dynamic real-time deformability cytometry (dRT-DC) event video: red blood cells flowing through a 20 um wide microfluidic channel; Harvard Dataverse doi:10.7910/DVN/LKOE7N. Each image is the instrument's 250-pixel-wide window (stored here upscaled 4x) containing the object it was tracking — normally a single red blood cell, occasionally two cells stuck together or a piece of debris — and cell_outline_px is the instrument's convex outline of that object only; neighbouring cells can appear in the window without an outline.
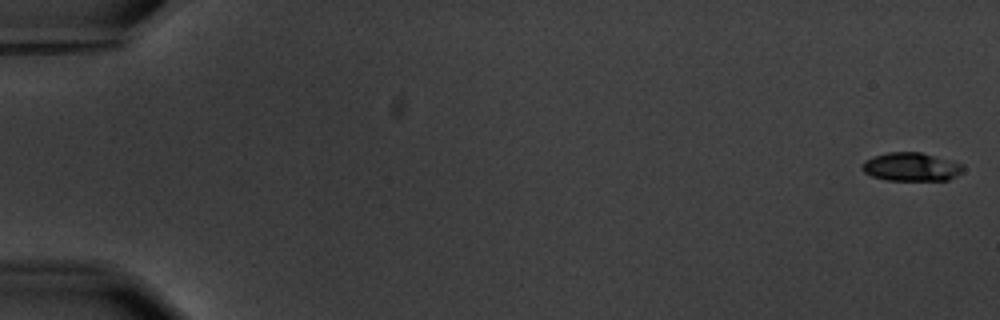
{"species": "common noctule bat (a hibernating species)", "species_latin": "Nyctalus noctula", "temperature_condition": "warm", "stored_images_in_passage": 4, "camera_frame_rate_fps": 3000, "um_per_image_px": 0.085, "animal": {"sex": "male", "body_mass_g": 20.1, "forearm_length_mm": 53.5}, "frame": {"image": 1, "passage_image": 1, "time_ms": 0.0, "image_size_px": [1000, 320], "cell_outline_px": [[964, 172], [948, 180], [888, 180], [872, 176], [864, 172], [860, 168], [864, 160], [872, 156], [888, 152], [920, 152], [952, 160], [964, 164]], "centroid_in_image_um": [77.47, 14.18], "position_along_channel_um": 7.5, "area_um2": 16.99}}